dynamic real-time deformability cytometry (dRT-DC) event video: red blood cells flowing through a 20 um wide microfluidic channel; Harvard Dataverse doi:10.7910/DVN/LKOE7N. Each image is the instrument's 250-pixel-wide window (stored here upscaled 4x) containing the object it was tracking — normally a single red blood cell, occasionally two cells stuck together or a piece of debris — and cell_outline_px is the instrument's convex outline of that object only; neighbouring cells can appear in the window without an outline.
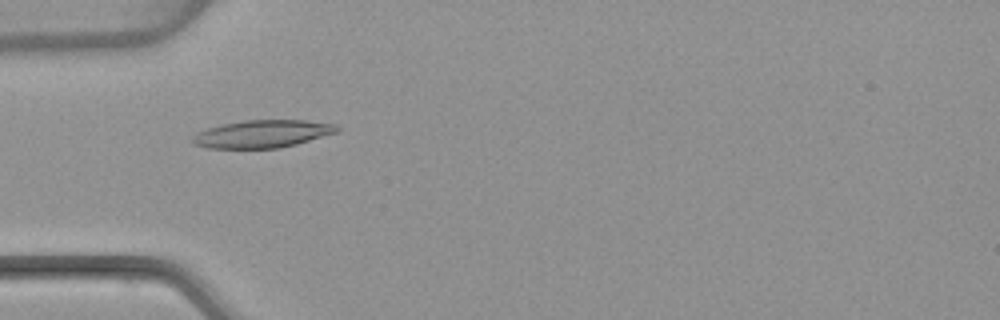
{"species": "common noctule bat (a hibernating species)", "species_latin": "Nyctalus noctula", "temperature_condition": "warm", "stored_images_in_passage": 53, "camera_frame_rate_fps": 3000, "um_per_image_px": 0.085, "animal": {"sex": "female", "body_mass_g": 22.7, "forearm_length_mm": 54.2}, "frame": {"image": 1, "passage_image": 17, "time_ms": 5.333, "image_size_px": [1000, 320], "cell_outline_px": [[340, 132], [296, 144], [280, 148], [208, 148], [192, 144], [192, 136], [196, 132], [208, 128], [224, 124], [244, 120], [304, 120], [336, 124], [340, 128]], "centroid_in_image_um": [22.32, 11.38], "position_along_channel_um": 62.7, "area_um2": 23.41}}
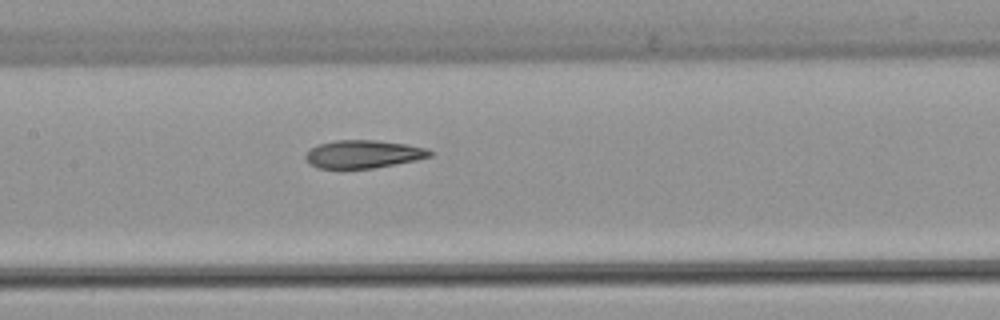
{"frame": {"image": 2, "passage_image": 26, "time_ms": 8.333, "image_size_px": [1000, 320], "cell_outline_px": [[432, 156], [416, 160], [372, 168], [316, 168], [308, 164], [304, 156], [316, 144], [336, 140], [376, 140], [404, 144], [428, 148], [432, 152]], "centroid_in_image_um": [30.85, 13.1], "position_along_channel_um": 176.6, "area_um2": 20.23}}
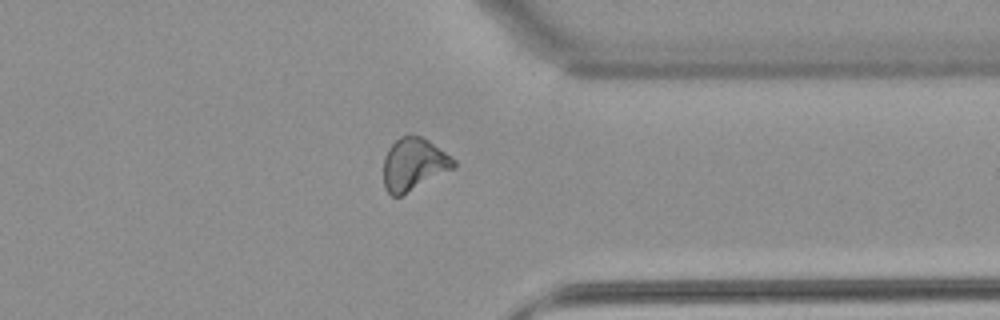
{"frame": {"image": 3, "passage_image": 42, "time_ms": 13.667, "image_size_px": [1000, 320], "cell_outline_px": [[456, 164], [452, 168], [400, 196], [392, 196], [384, 188], [384, 156], [388, 148], [400, 136], [420, 136], [428, 140], [456, 160]], "centroid_in_image_um": [35.13, 13.95], "position_along_channel_um": 376.3, "area_um2": 20.92}, "authors_computed_cell_mechanics": {"area_um2": 21.7328, "velocity_mm_per_s": 3.8393, "shape_relaxation_time_tau1_ms": null, "shape_relaxation_time_tau2_ms": 3.2716, "deformation_change_tau1": null, "deformation_change_tau2": 0.0969}}